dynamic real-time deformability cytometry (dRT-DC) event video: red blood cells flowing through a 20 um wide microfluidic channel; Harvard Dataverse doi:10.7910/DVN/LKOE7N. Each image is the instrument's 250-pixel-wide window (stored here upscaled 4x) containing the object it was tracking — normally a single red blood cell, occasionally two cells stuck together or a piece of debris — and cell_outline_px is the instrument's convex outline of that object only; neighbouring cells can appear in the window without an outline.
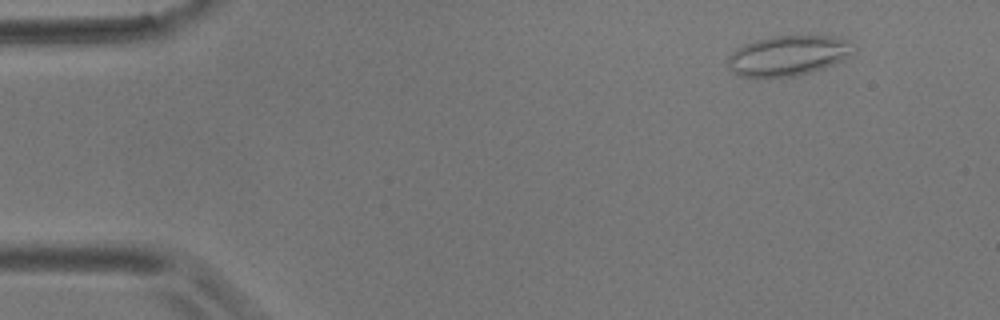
{"species": "common noctule bat (a hibernating species)", "species_latin": "Nyctalus noctula", "temperature_condition": "room temperature", "stored_images_in_passage": 3, "camera_frame_rate_fps": 3000, "um_per_image_px": 0.085, "animal": {"sex": "male", "body_mass_g": 17.9}, "frame": {"image": 1, "passage_image": 3, "time_ms": 2.333, "image_size_px": [1000, 320], "cell_outline_px": [[856, 52], [844, 60], [824, 68], [796, 76], [736, 76], [728, 68], [728, 56], [736, 48], [744, 44], [768, 36], [840, 36], [852, 40]], "centroid_in_image_um": [67.05, 4.7], "position_along_channel_um": 17.9, "area_um2": 29.82}}